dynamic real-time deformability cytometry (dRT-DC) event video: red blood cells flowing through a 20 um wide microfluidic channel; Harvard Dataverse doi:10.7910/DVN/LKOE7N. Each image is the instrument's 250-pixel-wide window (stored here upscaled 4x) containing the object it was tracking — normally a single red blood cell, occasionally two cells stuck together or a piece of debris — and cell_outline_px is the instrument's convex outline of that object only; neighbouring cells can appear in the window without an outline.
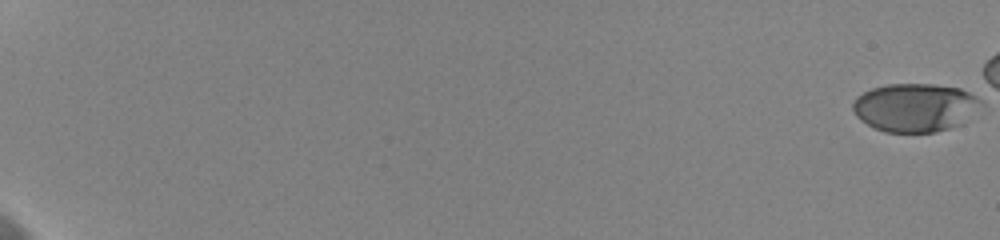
{"species": "human", "species_latin": "Homo sapiens", "temperature_condition": "cold", "stored_images_in_passage": 57, "camera_frame_rate_fps": 3000, "um_per_image_px": 0.085, "donor": {"sex": "female"}, "frame": {"image": 1, "passage_image": 1, "time_ms": 0.0, "image_size_px": [1000, 240], "cell_outline_px": [[984, 104], [964, 124], [936, 132], [884, 132], [860, 120], [856, 116], [852, 108], [852, 104], [856, 96], [872, 88], [888, 84], [932, 84], [960, 88], [976, 96]], "centroid_in_image_um": [77.81, 9.14], "position_along_channel_um": 7.2, "area_um2": 36.47}}
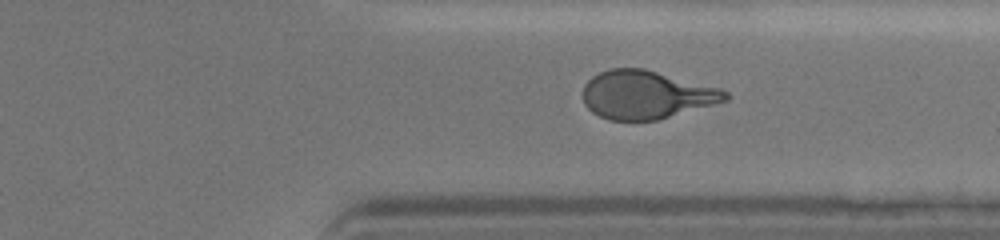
{"frame": {"image": 2, "passage_image": 49, "time_ms": 16.0, "image_size_px": [1000, 240], "cell_outline_px": [[732, 96], [728, 100], [656, 120], [608, 120], [592, 112], [584, 104], [584, 84], [592, 76], [608, 68], [644, 68], [720, 88], [728, 92]], "centroid_in_image_um": [54.93, 8.04], "position_along_channel_um": 356.5, "area_um2": 39.94}}
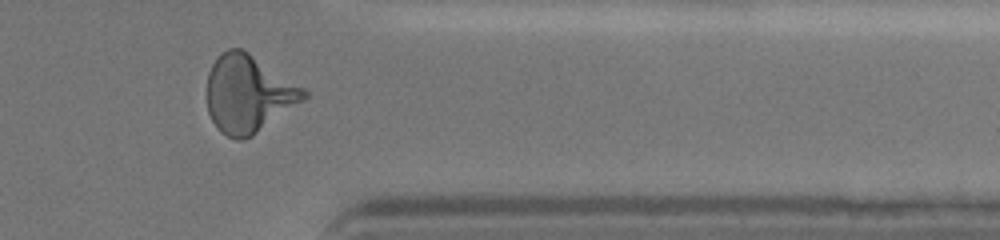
{"frame": {"image": 3, "passage_image": 52, "time_ms": 17.0, "image_size_px": [1000, 240], "cell_outline_px": [[308, 96], [304, 100], [252, 136], [244, 140], [236, 140], [220, 132], [212, 120], [208, 112], [208, 72], [212, 64], [228, 48], [240, 48], [248, 52], [304, 88], [308, 92]], "centroid_in_image_um": [21.11, 8.0], "position_along_channel_um": 390.3, "area_um2": 43.18}}